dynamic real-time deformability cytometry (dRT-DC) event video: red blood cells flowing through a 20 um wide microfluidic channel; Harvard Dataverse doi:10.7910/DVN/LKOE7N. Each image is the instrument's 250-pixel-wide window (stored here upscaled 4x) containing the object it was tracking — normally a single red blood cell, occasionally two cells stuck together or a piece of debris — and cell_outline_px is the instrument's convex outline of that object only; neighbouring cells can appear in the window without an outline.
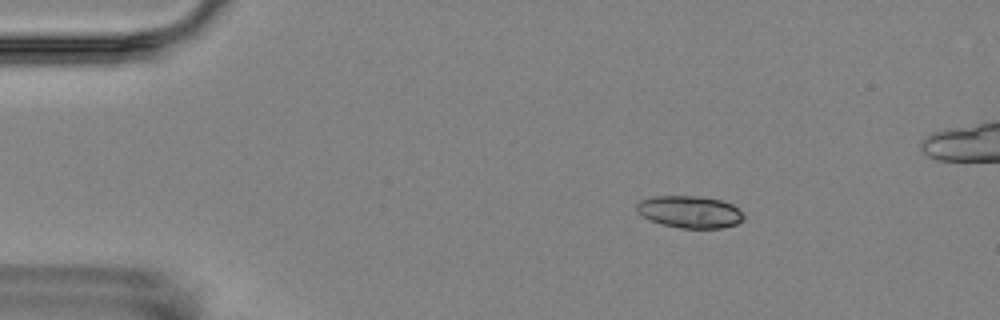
{"species": "Egyptian fruit bat (a non-hibernating species)", "species_latin": "Rousettus aegyptiacus", "temperature_condition": "room temperature", "stored_images_in_passage": 7, "camera_frame_rate_fps": 3000, "um_per_image_px": 0.085, "animal": {"sex": "female"}, "frame": {"image": 1, "passage_image": 3, "time_ms": 2.333, "image_size_px": [1000, 320], "cell_outline_px": [[744, 220], [736, 224], [724, 228], [680, 228], [660, 224], [644, 216], [636, 208], [636, 204], [640, 200], [656, 196], [700, 196], [720, 200], [732, 204], [744, 216]], "centroid_in_image_um": [58.65, 18.01], "position_along_channel_um": 26.4, "area_um2": 19.88}}
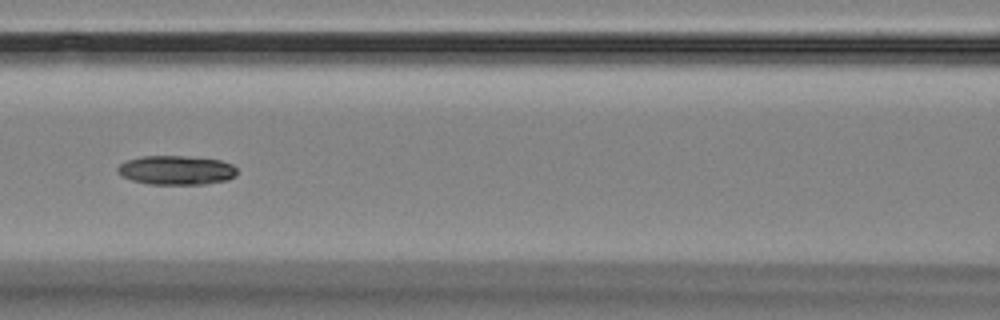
{"frame": {"image": 2, "passage_image": 7, "time_ms": 7.667, "image_size_px": [1000, 320], "cell_outline_px": [[236, 176], [228, 180], [204, 184], [148, 184], [132, 180], [116, 172], [116, 168], [120, 164], [128, 160], [140, 156], [184, 156], [220, 160], [232, 164], [236, 168]], "centroid_in_image_um": [14.99, 14.46], "position_along_channel_um": 151.6, "area_um2": 20.29}}